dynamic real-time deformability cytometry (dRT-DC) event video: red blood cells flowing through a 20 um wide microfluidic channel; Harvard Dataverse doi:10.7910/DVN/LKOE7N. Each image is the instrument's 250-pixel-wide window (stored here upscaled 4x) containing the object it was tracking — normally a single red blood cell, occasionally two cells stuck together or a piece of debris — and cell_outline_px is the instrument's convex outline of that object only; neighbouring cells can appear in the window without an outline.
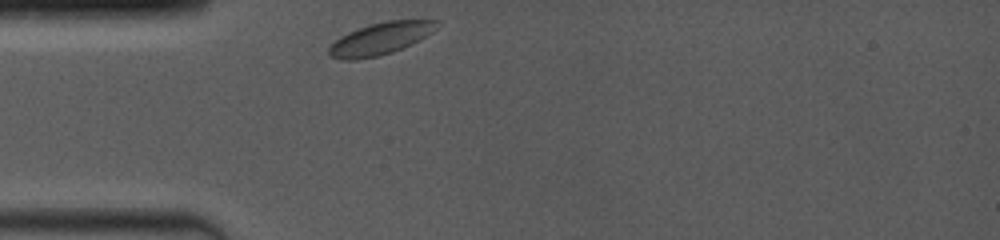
{"species": "common noctule bat (a hibernating species)", "species_latin": "Nyctalus noctula", "temperature_condition": "room temperature", "stored_images_in_passage": 35, "camera_frame_rate_fps": 4000, "um_per_image_px": 0.085, "animal": {"sex": "female", "body_mass_g": 19.0, "forearm_length_mm": 53.3}, "frame": {"image": 1, "passage_image": 1, "time_ms": 0.0, "image_size_px": [1000, 240], "cell_outline_px": [[440, 20], [436, 28], [432, 32], [420, 40], [412, 44], [392, 52], [376, 56], [356, 60], [340, 60], [328, 56], [328, 48], [340, 36], [348, 32], [372, 24], [388, 20]], "centroid_in_image_um": [32.32, 3.29], "position_along_channel_um": 52.7, "area_um2": 20.11}}
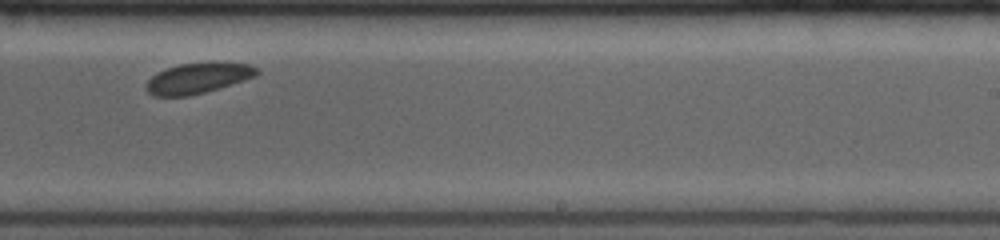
{"frame": {"image": 2, "passage_image": 21, "time_ms": 6.0, "image_size_px": [1000, 240], "cell_outline_px": [[260, 72], [256, 76], [244, 80], [204, 92], [188, 96], [156, 96], [148, 92], [148, 80], [156, 72], [180, 64], [212, 60], [216, 60], [252, 64]], "centroid_in_image_um": [16.9, 6.59], "position_along_channel_um": 272.1, "area_um2": 19.94}}
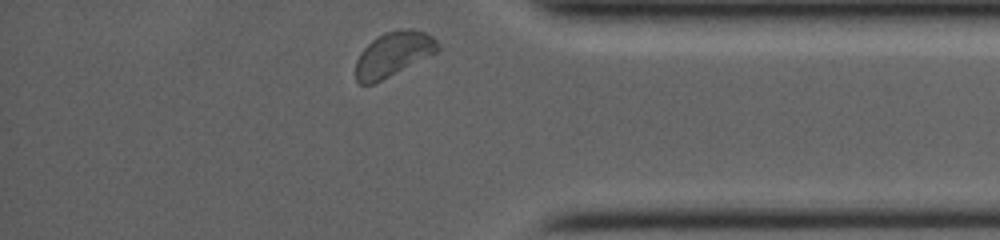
{"frame": {"image": 3, "passage_image": 34, "time_ms": 9.5, "image_size_px": [1000, 240], "cell_outline_px": [[440, 48], [436, 52], [372, 84], [360, 84], [356, 80], [356, 60], [360, 52], [376, 36], [388, 32], [408, 28], [412, 28], [424, 32], [432, 36], [440, 44]], "centroid_in_image_um": [33.42, 4.58], "position_along_channel_um": 401.8, "area_um2": 20.87}, "authors_computed_cell_mechanics": {"area_um2": 20.23, "velocity_mm_per_s": 3.8137, "shape_relaxation_time_tau1_ms": 2.0746, "shape_relaxation_time_tau2_ms": null, "deformation_change_tau1": 0.0211, "deformation_change_tau2": null}}